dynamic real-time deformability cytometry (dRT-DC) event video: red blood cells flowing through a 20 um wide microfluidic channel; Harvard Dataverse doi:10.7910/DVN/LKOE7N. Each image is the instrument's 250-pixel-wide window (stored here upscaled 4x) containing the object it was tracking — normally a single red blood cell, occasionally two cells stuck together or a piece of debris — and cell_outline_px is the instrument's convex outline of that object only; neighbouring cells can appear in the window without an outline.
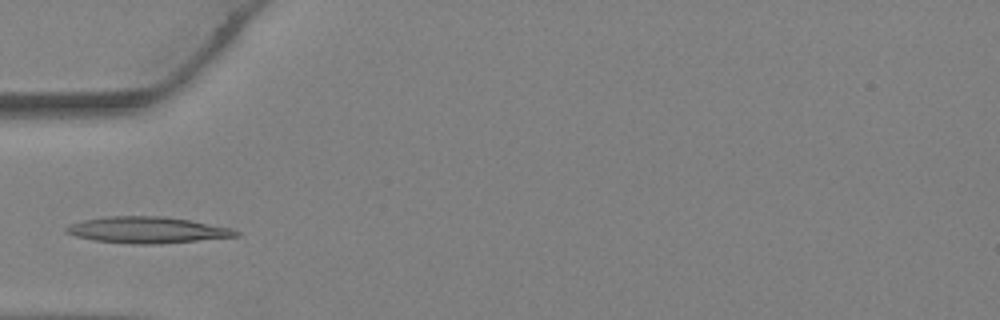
{"species": "Egyptian fruit bat (a non-hibernating species)", "species_latin": "Rousettus aegyptiacus", "temperature_condition": "warm", "stored_images_in_passage": 28, "camera_frame_rate_fps": 3000, "um_per_image_px": 0.085, "animal": {"sex": "female"}, "frame": {"image": 1, "passage_image": 10, "time_ms": 3.0, "image_size_px": [1000, 320], "cell_outline_px": [[240, 236], [160, 244], [136, 244], [92, 240], [76, 236], [64, 232], [64, 228], [80, 220], [108, 216], [164, 216], [192, 220], [232, 228], [240, 232]], "centroid_in_image_um": [12.53, 19.54], "position_along_channel_um": 72.5, "area_um2": 26.24}}
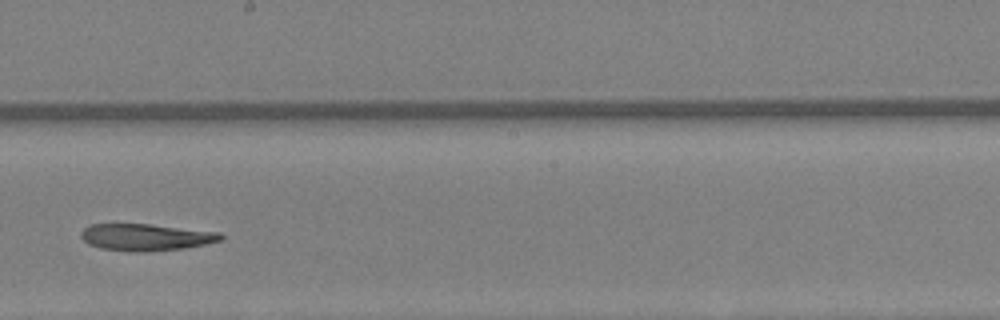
{"frame": {"image": 2, "passage_image": 19, "time_ms": 6.0, "image_size_px": [1000, 320], "cell_outline_px": [[224, 240], [184, 248], [148, 252], [136, 252], [100, 248], [88, 244], [80, 236], [80, 232], [88, 224], [148, 224], [220, 232], [224, 236]], "centroid_in_image_um": [12.4, 20.16], "position_along_channel_um": 235.8, "area_um2": 21.96}}
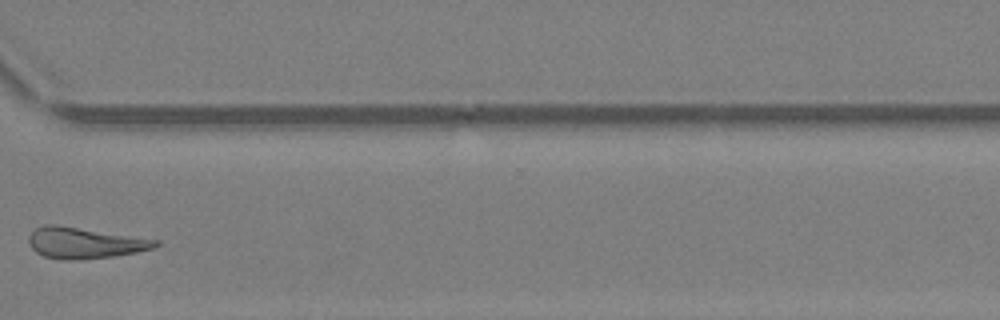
{"frame": {"image": 3, "passage_image": 26, "time_ms": 8.333, "image_size_px": [1000, 320], "cell_outline_px": [[160, 244], [152, 248], [136, 252], [116, 256], [80, 260], [72, 260], [44, 256], [36, 252], [28, 244], [28, 236], [36, 228], [44, 224], [56, 224], [160, 240]], "centroid_in_image_um": [7.19, 20.64], "position_along_channel_um": 363.4, "area_um2": 22.95}}